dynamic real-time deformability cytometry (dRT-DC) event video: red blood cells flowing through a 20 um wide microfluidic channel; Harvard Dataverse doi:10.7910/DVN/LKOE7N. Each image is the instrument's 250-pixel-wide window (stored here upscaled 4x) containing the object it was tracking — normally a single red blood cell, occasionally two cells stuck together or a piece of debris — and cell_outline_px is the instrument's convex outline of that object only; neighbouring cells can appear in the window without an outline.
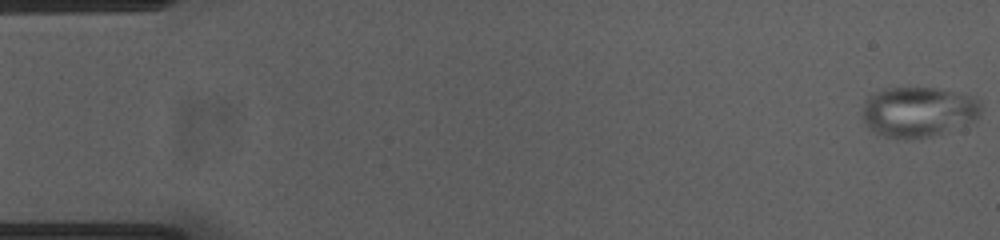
{"species": "common noctule bat (a hibernating species)", "species_latin": "Nyctalus noctula", "temperature_condition": "cold", "stored_images_in_passage": 55, "camera_frame_rate_fps": 3000, "um_per_image_px": 0.085, "animal": {"sex": "female", "body_mass_g": 23.0, "forearm_length_mm": 53.4}, "frame": {"image": 1, "passage_image": 1, "time_ms": 0.0, "image_size_px": [1000, 240], "cell_outline_px": [[980, 112], [972, 120], [932, 136], [908, 140], [904, 140], [884, 136], [868, 132], [860, 112], [864, 100], [868, 96], [884, 88], [936, 88], [972, 96], [980, 100]], "centroid_in_image_um": [77.92, 9.52], "position_along_channel_um": 7.1, "area_um2": 34.97}}
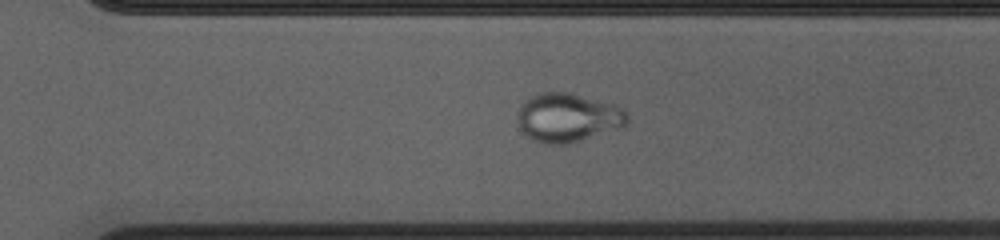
{"frame": {"image": 2, "passage_image": 38, "time_ms": 12.333, "image_size_px": [1000, 240], "cell_outline_px": [[628, 120], [620, 128], [580, 140], [564, 144], [544, 144], [528, 136], [520, 128], [516, 120], [516, 116], [524, 100], [536, 92], [568, 92], [616, 104], [628, 112]], "centroid_in_image_um": [48.25, 9.97], "position_along_channel_um": 322.3, "area_um2": 31.33}}
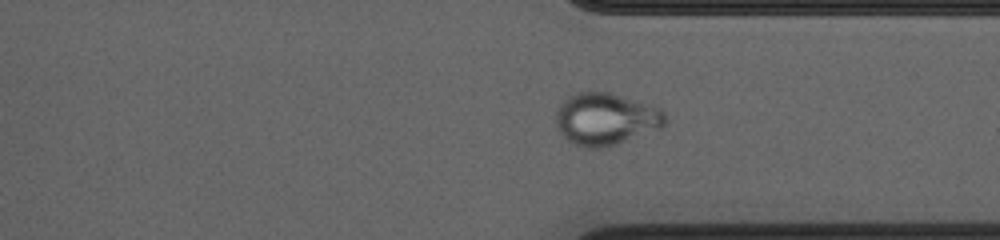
{"frame": {"image": 3, "passage_image": 41, "time_ms": 13.333, "image_size_px": [1000, 240], "cell_outline_px": [[668, 124], [660, 128], [608, 148], [584, 148], [568, 140], [556, 128], [556, 112], [560, 104], [568, 96], [576, 92], [608, 92], [648, 104], [660, 108], [664, 112], [668, 120]], "centroid_in_image_um": [51.5, 10.13], "position_along_channel_um": 359.9, "area_um2": 33.41}}